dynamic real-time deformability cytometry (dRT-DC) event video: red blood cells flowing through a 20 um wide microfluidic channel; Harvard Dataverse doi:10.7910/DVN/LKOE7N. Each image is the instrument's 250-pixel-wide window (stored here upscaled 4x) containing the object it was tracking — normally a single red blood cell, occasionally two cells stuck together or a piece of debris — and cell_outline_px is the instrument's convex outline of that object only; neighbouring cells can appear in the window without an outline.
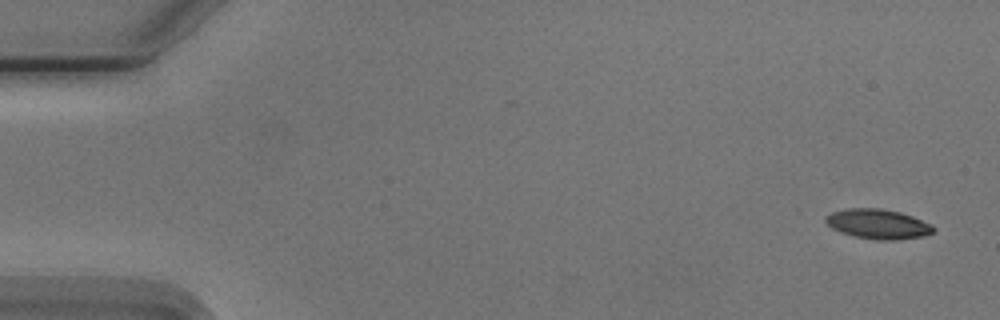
{"species": "Egyptian fruit bat (a non-hibernating species)", "species_latin": "Rousettus aegyptiacus", "temperature_condition": "cold", "stored_images_in_passage": 53, "camera_frame_rate_fps": 3000, "um_per_image_px": 0.085, "animal": {"sex": "male"}, "frame": {"image": 1, "passage_image": 1, "time_ms": 0.0, "image_size_px": [1000, 320], "cell_outline_px": [[936, 228], [932, 232], [924, 236], [896, 240], [880, 240], [856, 236], [840, 232], [832, 228], [824, 220], [824, 216], [832, 212], [848, 208], [880, 208], [900, 212], [912, 216], [932, 224]], "centroid_in_image_um": [74.63, 19.03], "position_along_channel_um": 10.4, "area_um2": 18.67}}
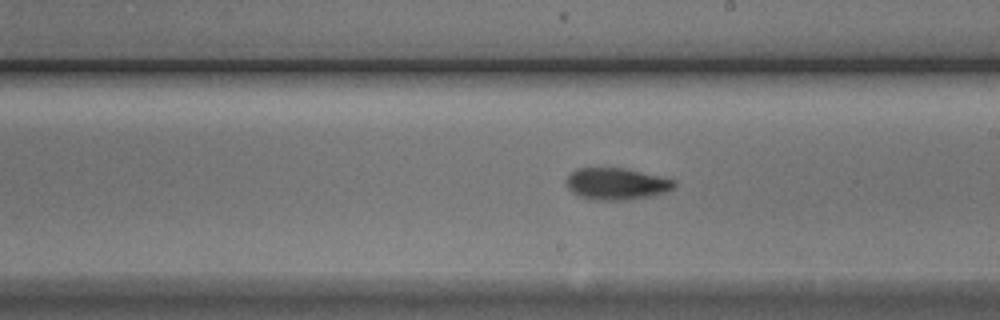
{"frame": {"image": 2, "passage_image": 30, "time_ms": 9.667, "image_size_px": [1000, 320], "cell_outline_px": [[676, 188], [668, 192], [652, 196], [628, 200], [596, 200], [580, 196], [572, 192], [568, 188], [564, 180], [576, 168], [624, 168], [676, 180]], "centroid_in_image_um": [52.43, 15.63], "position_along_channel_um": 236.6, "area_um2": 20.17}}
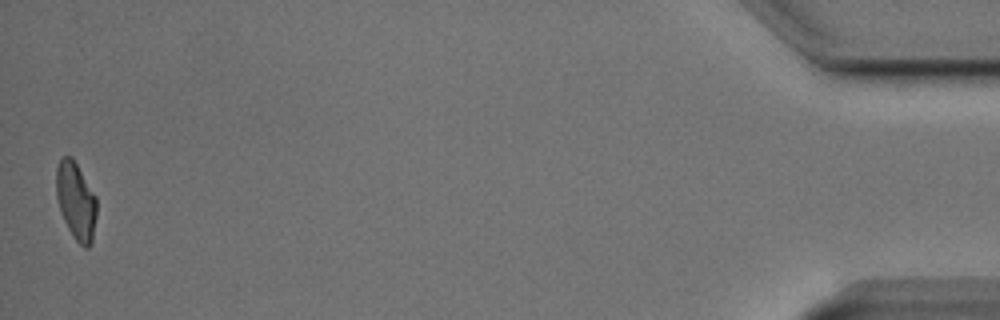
{"frame": {"image": 3, "passage_image": 53, "time_ms": 17.333, "image_size_px": [1000, 320], "cell_outline_px": [[96, 216], [92, 244], [88, 248], [84, 248], [72, 236], [64, 220], [56, 196], [56, 168], [60, 160], [64, 156], [72, 156], [96, 196]], "centroid_in_image_um": [6.46, 17.09], "position_along_channel_um": 428.7, "area_um2": 18.26}, "authors_computed_cell_mechanics": {"area_um2": 19.1896, "velocity_mm_per_s": 3.7447, "shape_relaxation_time_tau1_ms": 3.3287, "shape_relaxation_time_tau2_ms": 2.8026, "deformation_change_tau1": 0.1552, "deformation_change_tau2": 0.0875}}